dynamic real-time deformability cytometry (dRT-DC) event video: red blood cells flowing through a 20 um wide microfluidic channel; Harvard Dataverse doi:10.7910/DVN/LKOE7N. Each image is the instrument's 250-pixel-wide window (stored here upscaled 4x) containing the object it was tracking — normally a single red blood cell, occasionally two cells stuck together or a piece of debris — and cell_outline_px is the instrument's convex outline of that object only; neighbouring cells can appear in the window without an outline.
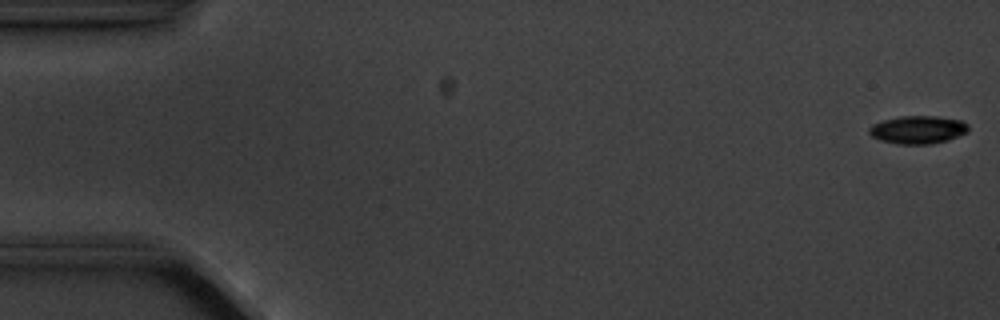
{"species": "common noctule bat (a hibernating species)", "species_latin": "Nyctalus noctula", "temperature_condition": "cold", "stored_images_in_passage": 5, "camera_frame_rate_fps": 3000, "um_per_image_px": 0.085, "animal": {"sex": "male", "body_mass_g": 20.1, "forearm_length_mm": 53.5}, "frame": {"image": 1, "passage_image": 1, "time_ms": 0.0, "image_size_px": [1000, 320], "cell_outline_px": [[968, 132], [948, 140], [932, 144], [896, 144], [880, 140], [872, 136], [868, 132], [868, 128], [872, 124], [884, 120], [900, 116], [936, 116], [960, 120], [968, 124]], "centroid_in_image_um": [78.01, 11.03], "position_along_channel_um": 7.0, "area_um2": 16.24}}